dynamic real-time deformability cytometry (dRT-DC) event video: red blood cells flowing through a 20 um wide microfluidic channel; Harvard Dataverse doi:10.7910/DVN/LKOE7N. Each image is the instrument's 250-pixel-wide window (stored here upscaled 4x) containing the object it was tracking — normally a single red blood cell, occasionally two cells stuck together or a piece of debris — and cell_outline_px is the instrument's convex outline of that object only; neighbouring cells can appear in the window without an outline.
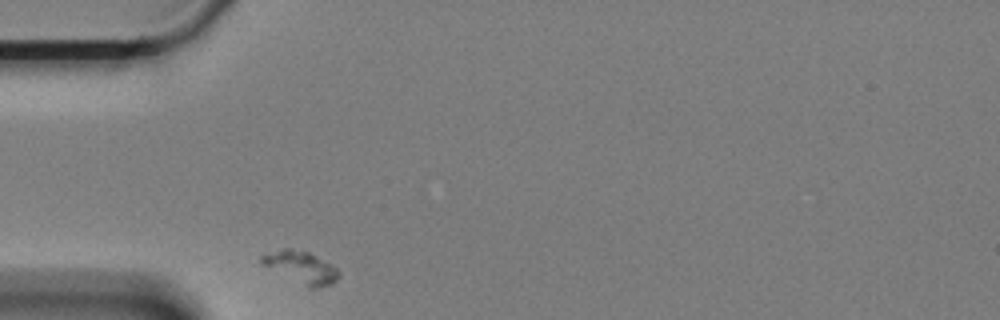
{"species": "Egyptian fruit bat (a non-hibernating species)", "species_latin": "Rousettus aegyptiacus", "temperature_condition": "cold", "stored_images_in_passage": 34, "camera_frame_rate_fps": 3000, "um_per_image_px": 0.085, "animal": {"sex": "female"}, "frame": {"image": 1, "passage_image": 1, "time_ms": 0.0, "image_size_px": [1000, 320], "cell_outline_px": [[340, 276], [332, 284], [316, 288], [308, 288], [260, 264], [260, 256], [284, 248], [292, 248], [308, 252], [336, 268], [340, 272]], "centroid_in_image_um": [25.58, 22.73], "position_along_channel_um": 59.4, "area_um2": 14.28}}
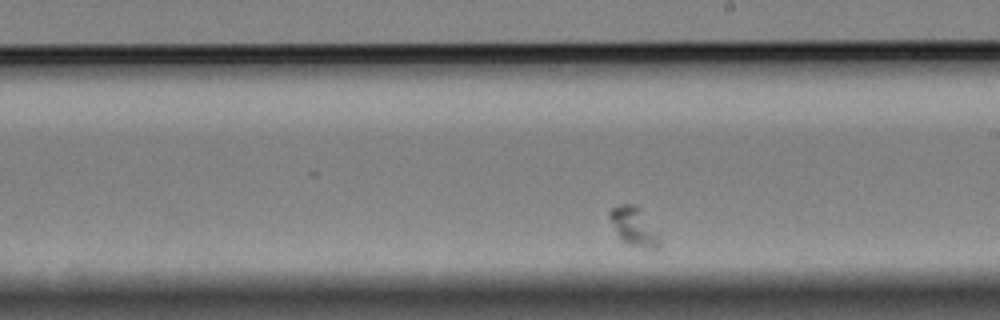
{"frame": {"image": 2, "passage_image": 20, "time_ms": 6.333, "image_size_px": [1000, 320], "cell_outline_px": [[660, 248], [652, 252], [628, 244], [620, 240], [608, 216], [608, 212], [612, 208], [620, 204], [636, 204], [640, 208], [660, 240]], "centroid_in_image_um": [53.87, 19.31], "position_along_channel_um": 235.1, "area_um2": 11.33}}
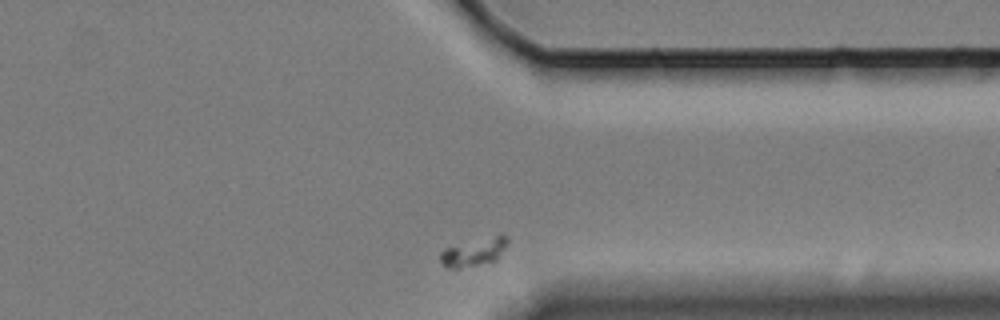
{"frame": {"image": 3, "passage_image": 34, "time_ms": 11.0, "image_size_px": [1000, 320], "cell_outline_px": [[508, 244], [496, 260], [492, 264], [460, 268], [448, 268], [440, 260], [440, 252], [444, 248], [500, 232], [504, 232], [508, 236]], "centroid_in_image_um": [40.37, 21.4], "position_along_channel_um": 371.0, "area_um2": 11.62}}